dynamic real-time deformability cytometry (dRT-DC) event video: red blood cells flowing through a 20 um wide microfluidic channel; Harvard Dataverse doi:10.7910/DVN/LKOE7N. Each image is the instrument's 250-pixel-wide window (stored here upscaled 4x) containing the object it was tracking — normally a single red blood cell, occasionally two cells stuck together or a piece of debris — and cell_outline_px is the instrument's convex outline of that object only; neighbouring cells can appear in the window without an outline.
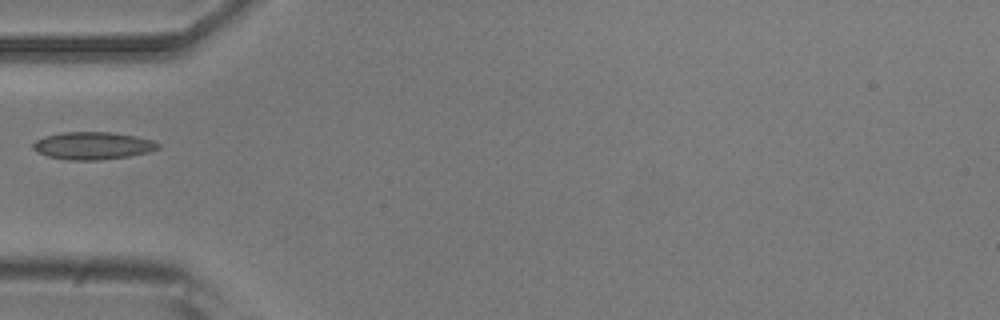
{"species": "common noctule bat (a hibernating species)", "species_latin": "Nyctalus noctula", "temperature_condition": "room temperature", "stored_images_in_passage": 5, "camera_frame_rate_fps": 3000, "um_per_image_px": 0.085, "animal": {"sex": "male", "body_mass_g": 20.5, "forearm_length_mm": 52.5}, "frame": {"image": 1, "passage_image": 5, "time_ms": 1.333, "image_size_px": [1000, 320], "cell_outline_px": [[160, 148], [148, 152], [128, 156], [96, 160], [68, 160], [48, 156], [32, 148], [32, 144], [36, 140], [44, 136], [64, 132], [112, 132], [136, 136], [152, 140], [160, 144]], "centroid_in_image_um": [7.9, 12.37], "position_along_channel_um": 77.1, "area_um2": 19.94}}